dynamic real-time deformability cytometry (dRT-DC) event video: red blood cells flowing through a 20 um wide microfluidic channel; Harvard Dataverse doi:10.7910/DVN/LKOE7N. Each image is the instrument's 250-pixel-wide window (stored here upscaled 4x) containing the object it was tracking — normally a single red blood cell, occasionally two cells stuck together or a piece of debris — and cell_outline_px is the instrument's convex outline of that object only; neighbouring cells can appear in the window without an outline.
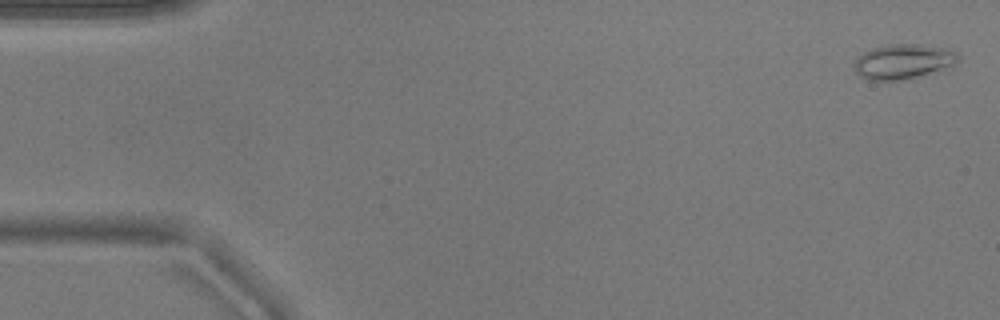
{"species": "common noctule bat (a hibernating species)", "species_latin": "Nyctalus noctula", "temperature_condition": "warm", "stored_images_in_passage": 52, "camera_frame_rate_fps": 3000, "um_per_image_px": 0.085, "animal": {"sex": "male", "body_mass_g": 17.9}, "frame": {"image": 1, "passage_image": 2, "time_ms": 0.333, "image_size_px": [1000, 320], "cell_outline_px": [[960, 60], [952, 68], [916, 76], [896, 80], [868, 80], [860, 76], [856, 72], [856, 60], [864, 52], [872, 48], [888, 44], [920, 44], [948, 48], [956, 52], [960, 56]], "centroid_in_image_um": [76.86, 5.21], "position_along_channel_um": 8.1, "area_um2": 21.15}}
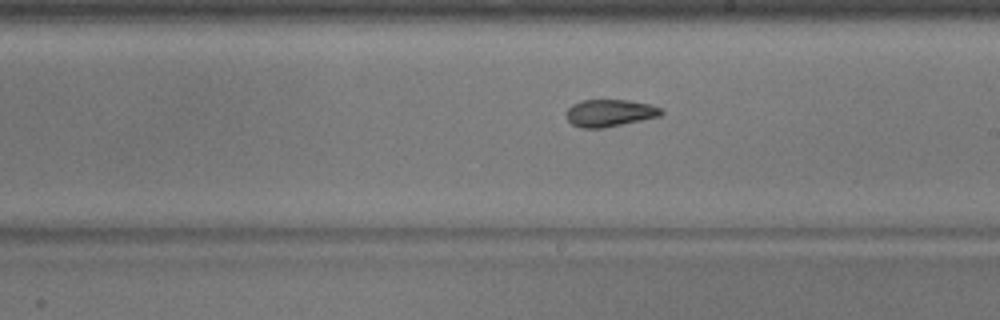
{"frame": {"image": 2, "passage_image": 30, "time_ms": 9.667, "image_size_px": [1000, 320], "cell_outline_px": [[664, 112], [660, 116], [604, 128], [580, 128], [572, 124], [568, 120], [568, 108], [572, 104], [580, 100], [628, 100], [652, 104], [660, 108]], "centroid_in_image_um": [51.84, 9.6], "position_along_channel_um": 237.2, "area_um2": 15.03}}
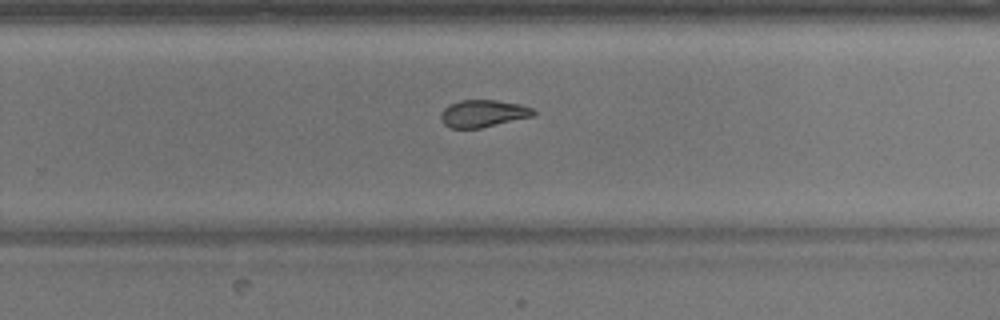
{"frame": {"image": 3, "passage_image": 34, "time_ms": 11.0, "image_size_px": [1000, 320], "cell_outline_px": [[536, 112], [532, 116], [480, 128], [448, 128], [440, 120], [440, 112], [448, 104], [460, 100], [496, 100], [520, 104], [532, 108]], "centroid_in_image_um": [41.0, 9.64], "position_along_channel_um": 288.8, "area_um2": 14.74}, "authors_computed_cell_mechanics": {"area_um2": 16.7331, "velocity_mm_per_s": 3.8745, "shape_relaxation_time_tau1_ms": null, "shape_relaxation_time_tau2_ms": 2.114, "deformation_change_tau1": null, "deformation_change_tau2": 0.0731}}